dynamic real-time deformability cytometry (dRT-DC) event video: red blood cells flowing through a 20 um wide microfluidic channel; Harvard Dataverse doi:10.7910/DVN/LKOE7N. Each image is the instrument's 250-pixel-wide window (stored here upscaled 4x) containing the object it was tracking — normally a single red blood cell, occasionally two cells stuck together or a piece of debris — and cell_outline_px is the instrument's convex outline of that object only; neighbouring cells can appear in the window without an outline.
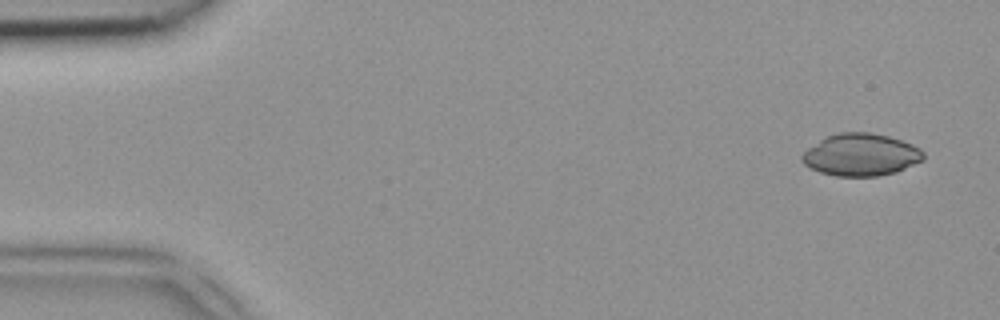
{"species": "common noctule bat (a hibernating species)", "species_latin": "Nyctalus noctula", "temperature_condition": "room temperature", "stored_images_in_passage": 14, "camera_frame_rate_fps": 3000, "um_per_image_px": 0.085, "animal": {"sex": "female", "body_mass_g": 18.4}, "frame": {"image": 1, "passage_image": 3, "time_ms": 0.667, "image_size_px": [1000, 320], "cell_outline_px": [[924, 160], [896, 172], [876, 176], [836, 176], [820, 172], [808, 168], [800, 160], [800, 156], [808, 148], [820, 140], [828, 136], [840, 132], [868, 132], [888, 136], [912, 144], [920, 148], [924, 152]], "centroid_in_image_um": [73.17, 13.16], "position_along_channel_um": 11.8, "area_um2": 29.94}}